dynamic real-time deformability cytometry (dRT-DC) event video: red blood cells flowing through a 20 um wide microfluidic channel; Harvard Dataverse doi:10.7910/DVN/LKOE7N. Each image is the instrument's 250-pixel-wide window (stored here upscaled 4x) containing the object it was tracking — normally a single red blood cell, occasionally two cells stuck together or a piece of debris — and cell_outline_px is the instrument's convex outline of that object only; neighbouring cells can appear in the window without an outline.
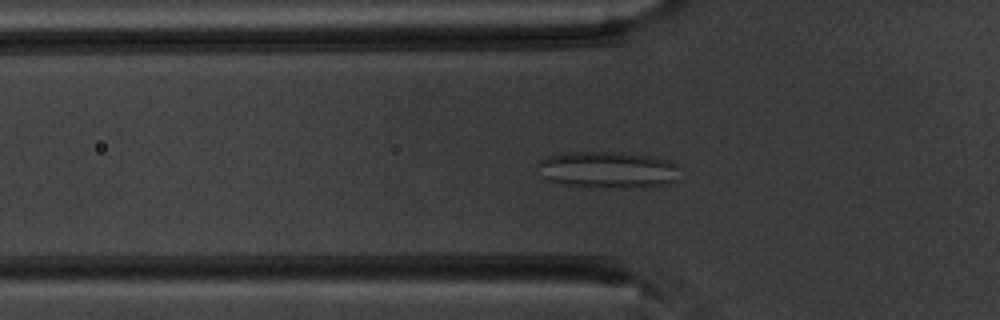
{"species": "common noctule bat (a hibernating species)", "species_latin": "Nyctalus noctula", "temperature_condition": "warm", "stored_images_in_passage": 54, "camera_frame_rate_fps": 3000, "um_per_image_px": 0.085, "animal": {"sex": "male", "body_mass_g": 20.1, "forearm_length_mm": 53.5}, "frame": {"image": 1, "passage_image": 18, "time_ms": 5.667, "image_size_px": [1000, 320], "cell_outline_px": [[680, 168], [676, 180], [672, 184], [648, 188], [624, 188], [560, 184], [548, 180], [544, 176], [536, 164], [540, 160], [548, 156], [568, 152], [620, 152], [648, 156], [664, 160], [676, 164]], "centroid_in_image_um": [51.71, 14.44], "position_along_channel_um": 74.1, "area_um2": 30.46}}
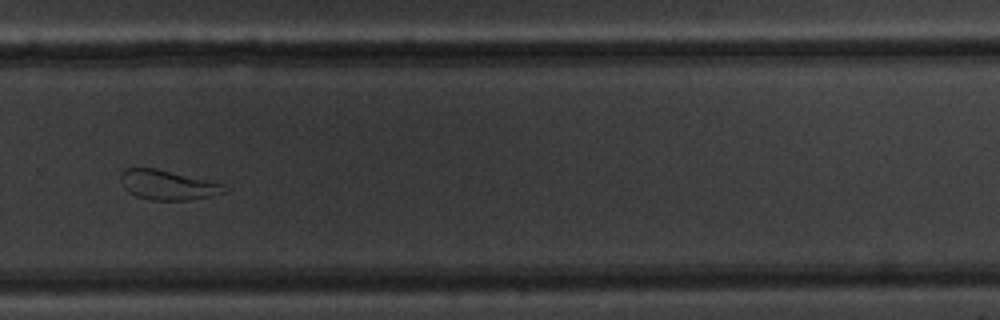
{"frame": {"image": 2, "passage_image": 37, "time_ms": 12.0, "image_size_px": [1000, 320], "cell_outline_px": [[228, 188], [224, 192], [212, 196], [188, 200], [152, 200], [136, 196], [128, 192], [124, 188], [120, 180], [120, 172], [124, 168], [156, 168], [224, 184]], "centroid_in_image_um": [14.22, 15.72], "position_along_channel_um": 315.6, "area_um2": 17.98}}
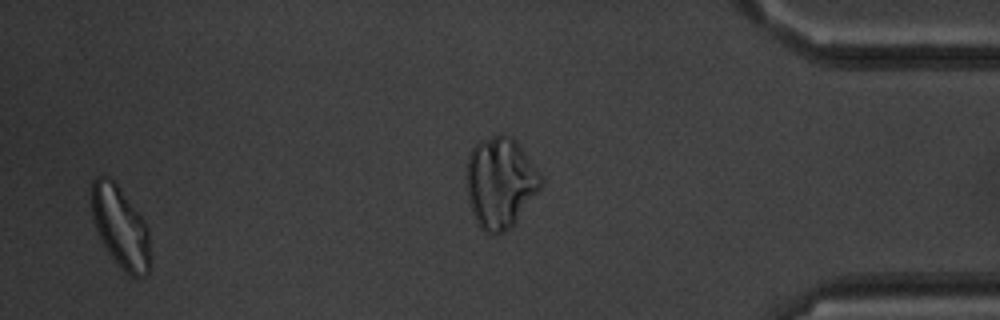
{"frame": {"image": 3, "passage_image": 52, "time_ms": 17.0, "image_size_px": [1000, 320], "cell_outline_px": [[148, 276], [128, 276], [116, 264], [108, 252], [96, 228], [92, 216], [92, 180], [96, 176], [108, 176], [116, 184], [144, 220], [148, 228]], "centroid_in_image_um": [10.22, 19.31], "position_along_channel_um": 425.0, "area_um2": 27.28}, "authors_computed_cell_mechanics": {"area_um2": 26.4146, "velocity_mm_per_s": 3.7983, "shape_relaxation_time_tau1_ms": null, "shape_relaxation_time_tau2_ms": 1.6726, "deformation_change_tau1": null, "deformation_change_tau2": 0.084}}